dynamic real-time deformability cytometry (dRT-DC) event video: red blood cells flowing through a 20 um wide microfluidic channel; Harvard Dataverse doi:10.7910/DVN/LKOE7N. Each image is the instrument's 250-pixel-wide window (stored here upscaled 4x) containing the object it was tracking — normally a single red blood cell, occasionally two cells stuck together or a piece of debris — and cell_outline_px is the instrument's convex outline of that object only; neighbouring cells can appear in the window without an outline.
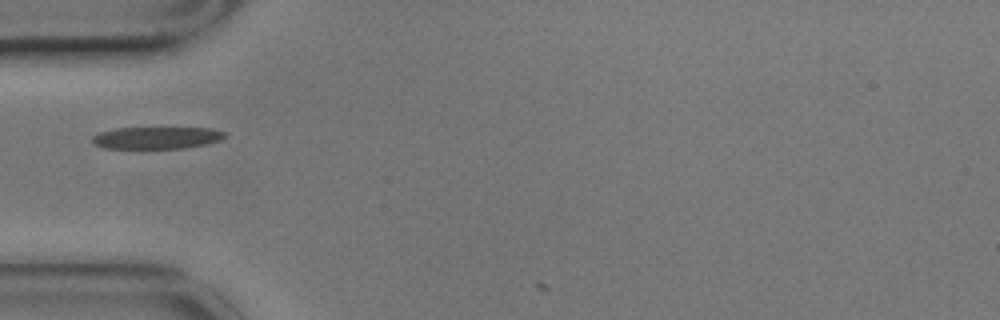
{"species": "common noctule bat (a hibernating species)", "species_latin": "Nyctalus noctula", "temperature_condition": "cold", "stored_images_in_passage": 3, "camera_frame_rate_fps": 3000, "um_per_image_px": 0.085, "animal": {"sex": "male", "body_mass_g": 17.9}, "frame": {"image": 1, "passage_image": 1, "time_ms": 0.0, "image_size_px": [1000, 320], "cell_outline_px": [[228, 136], [220, 140], [208, 144], [184, 148], [104, 148], [92, 144], [92, 136], [100, 132], [116, 128], [212, 128], [228, 132]], "centroid_in_image_um": [13.36, 11.71], "position_along_channel_um": 71.6, "area_um2": 17.22}}